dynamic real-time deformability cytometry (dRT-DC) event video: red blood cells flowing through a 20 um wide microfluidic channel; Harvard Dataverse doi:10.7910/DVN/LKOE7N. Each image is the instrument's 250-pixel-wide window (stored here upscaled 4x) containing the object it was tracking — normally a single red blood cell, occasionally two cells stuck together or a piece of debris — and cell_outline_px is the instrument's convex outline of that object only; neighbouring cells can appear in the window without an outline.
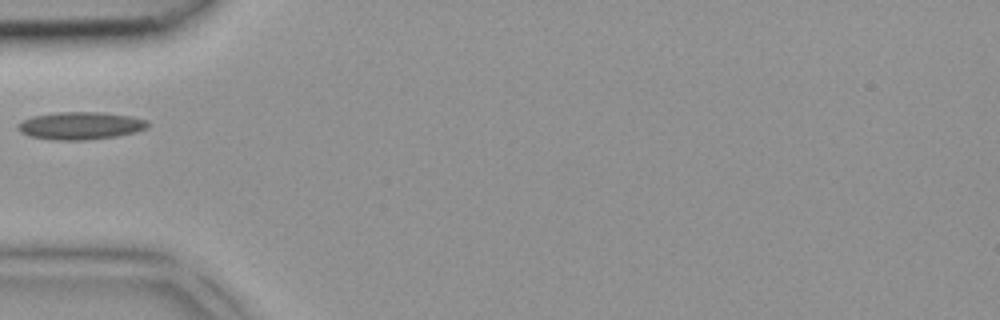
{"species": "common noctule bat (a hibernating species)", "species_latin": "Nyctalus noctula", "temperature_condition": "room temperature", "stored_images_in_passage": 1, "camera_frame_rate_fps": 3000, "um_per_image_px": 0.085, "animal": {"sex": "female", "body_mass_g": 18.4}, "frame": {"image": 1, "passage_image": 1, "time_ms": 0.0, "image_size_px": [1000, 320], "cell_outline_px": [[152, 124], [148, 128], [136, 132], [116, 136], [84, 140], [52, 140], [28, 136], [20, 132], [16, 128], [16, 124], [32, 116], [56, 112], [100, 112], [132, 116], [148, 120]], "centroid_in_image_um": [6.85, 10.68], "position_along_channel_um": 78.1, "area_um2": 21.21}}